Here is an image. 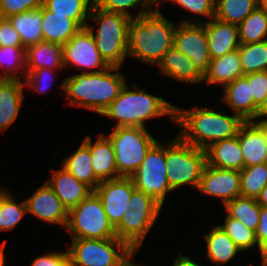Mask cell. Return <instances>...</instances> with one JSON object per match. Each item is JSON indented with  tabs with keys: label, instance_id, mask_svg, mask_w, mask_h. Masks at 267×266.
Returning a JSON list of instances; mask_svg holds the SVG:
<instances>
[{
	"label": "cell",
	"instance_id": "52",
	"mask_svg": "<svg viewBox=\"0 0 267 266\" xmlns=\"http://www.w3.org/2000/svg\"><path fill=\"white\" fill-rule=\"evenodd\" d=\"M138 254V251H134L125 261H123L119 266H139V265H136L133 262H131V259L132 258H135V256Z\"/></svg>",
	"mask_w": 267,
	"mask_h": 266
},
{
	"label": "cell",
	"instance_id": "53",
	"mask_svg": "<svg viewBox=\"0 0 267 266\" xmlns=\"http://www.w3.org/2000/svg\"><path fill=\"white\" fill-rule=\"evenodd\" d=\"M6 242L7 240H4V242H2V244L0 245V266H5L4 250H5Z\"/></svg>",
	"mask_w": 267,
	"mask_h": 266
},
{
	"label": "cell",
	"instance_id": "18",
	"mask_svg": "<svg viewBox=\"0 0 267 266\" xmlns=\"http://www.w3.org/2000/svg\"><path fill=\"white\" fill-rule=\"evenodd\" d=\"M82 142L90 149L92 167L95 176L100 181L113 180L121 177L117 171L112 142L105 134L101 133L94 144L90 135H87Z\"/></svg>",
	"mask_w": 267,
	"mask_h": 266
},
{
	"label": "cell",
	"instance_id": "27",
	"mask_svg": "<svg viewBox=\"0 0 267 266\" xmlns=\"http://www.w3.org/2000/svg\"><path fill=\"white\" fill-rule=\"evenodd\" d=\"M242 76L244 75L237 49L222 57L211 59L203 81H206L208 85L220 84L224 87Z\"/></svg>",
	"mask_w": 267,
	"mask_h": 266
},
{
	"label": "cell",
	"instance_id": "29",
	"mask_svg": "<svg viewBox=\"0 0 267 266\" xmlns=\"http://www.w3.org/2000/svg\"><path fill=\"white\" fill-rule=\"evenodd\" d=\"M21 37L25 48L43 41L42 7L7 18Z\"/></svg>",
	"mask_w": 267,
	"mask_h": 266
},
{
	"label": "cell",
	"instance_id": "4",
	"mask_svg": "<svg viewBox=\"0 0 267 266\" xmlns=\"http://www.w3.org/2000/svg\"><path fill=\"white\" fill-rule=\"evenodd\" d=\"M131 90L126 84L118 97L103 111L106 116L115 121L113 127H146L148 119L168 115L174 122L175 105L162 97L138 89L135 84Z\"/></svg>",
	"mask_w": 267,
	"mask_h": 266
},
{
	"label": "cell",
	"instance_id": "39",
	"mask_svg": "<svg viewBox=\"0 0 267 266\" xmlns=\"http://www.w3.org/2000/svg\"><path fill=\"white\" fill-rule=\"evenodd\" d=\"M267 185V162L244 167L240 171L241 196L257 198Z\"/></svg>",
	"mask_w": 267,
	"mask_h": 266
},
{
	"label": "cell",
	"instance_id": "8",
	"mask_svg": "<svg viewBox=\"0 0 267 266\" xmlns=\"http://www.w3.org/2000/svg\"><path fill=\"white\" fill-rule=\"evenodd\" d=\"M66 232L72 239L116 238L115 229L110 224L98 195L92 191L68 213Z\"/></svg>",
	"mask_w": 267,
	"mask_h": 266
},
{
	"label": "cell",
	"instance_id": "20",
	"mask_svg": "<svg viewBox=\"0 0 267 266\" xmlns=\"http://www.w3.org/2000/svg\"><path fill=\"white\" fill-rule=\"evenodd\" d=\"M51 170L52 177L46 182L68 211L77 206L93 191L84 182L78 181L62 166L58 170Z\"/></svg>",
	"mask_w": 267,
	"mask_h": 266
},
{
	"label": "cell",
	"instance_id": "36",
	"mask_svg": "<svg viewBox=\"0 0 267 266\" xmlns=\"http://www.w3.org/2000/svg\"><path fill=\"white\" fill-rule=\"evenodd\" d=\"M9 192L0 190V231H12L27 213L25 200L17 203Z\"/></svg>",
	"mask_w": 267,
	"mask_h": 266
},
{
	"label": "cell",
	"instance_id": "12",
	"mask_svg": "<svg viewBox=\"0 0 267 266\" xmlns=\"http://www.w3.org/2000/svg\"><path fill=\"white\" fill-rule=\"evenodd\" d=\"M62 51L64 68L71 65L75 69H83V73H98L110 67L99 53L92 33L87 27H82L62 45ZM97 68L100 70H94Z\"/></svg>",
	"mask_w": 267,
	"mask_h": 266
},
{
	"label": "cell",
	"instance_id": "30",
	"mask_svg": "<svg viewBox=\"0 0 267 266\" xmlns=\"http://www.w3.org/2000/svg\"><path fill=\"white\" fill-rule=\"evenodd\" d=\"M61 166L69 171L78 181L88 185L93 191L101 182L95 176L90 149L83 142L76 152L63 160Z\"/></svg>",
	"mask_w": 267,
	"mask_h": 266
},
{
	"label": "cell",
	"instance_id": "32",
	"mask_svg": "<svg viewBox=\"0 0 267 266\" xmlns=\"http://www.w3.org/2000/svg\"><path fill=\"white\" fill-rule=\"evenodd\" d=\"M258 6V0H215L214 18L239 25Z\"/></svg>",
	"mask_w": 267,
	"mask_h": 266
},
{
	"label": "cell",
	"instance_id": "19",
	"mask_svg": "<svg viewBox=\"0 0 267 266\" xmlns=\"http://www.w3.org/2000/svg\"><path fill=\"white\" fill-rule=\"evenodd\" d=\"M203 25L206 27L211 59L222 57L238 49L240 45L238 25L223 22L216 18L205 21Z\"/></svg>",
	"mask_w": 267,
	"mask_h": 266
},
{
	"label": "cell",
	"instance_id": "14",
	"mask_svg": "<svg viewBox=\"0 0 267 266\" xmlns=\"http://www.w3.org/2000/svg\"><path fill=\"white\" fill-rule=\"evenodd\" d=\"M198 191L215 198H221L225 206L229 201L241 196L240 171L206 165Z\"/></svg>",
	"mask_w": 267,
	"mask_h": 266
},
{
	"label": "cell",
	"instance_id": "51",
	"mask_svg": "<svg viewBox=\"0 0 267 266\" xmlns=\"http://www.w3.org/2000/svg\"><path fill=\"white\" fill-rule=\"evenodd\" d=\"M256 199L260 206L267 207V185L261 190L260 195Z\"/></svg>",
	"mask_w": 267,
	"mask_h": 266
},
{
	"label": "cell",
	"instance_id": "6",
	"mask_svg": "<svg viewBox=\"0 0 267 266\" xmlns=\"http://www.w3.org/2000/svg\"><path fill=\"white\" fill-rule=\"evenodd\" d=\"M167 178L172 190L183 185L198 189L207 165L206 152L183 141L178 135L166 142Z\"/></svg>",
	"mask_w": 267,
	"mask_h": 266
},
{
	"label": "cell",
	"instance_id": "5",
	"mask_svg": "<svg viewBox=\"0 0 267 266\" xmlns=\"http://www.w3.org/2000/svg\"><path fill=\"white\" fill-rule=\"evenodd\" d=\"M88 19L98 25L96 33L93 25L87 23L86 27L91 31L102 58L109 66L120 68L128 57V28L132 18L105 11L93 4Z\"/></svg>",
	"mask_w": 267,
	"mask_h": 266
},
{
	"label": "cell",
	"instance_id": "33",
	"mask_svg": "<svg viewBox=\"0 0 267 266\" xmlns=\"http://www.w3.org/2000/svg\"><path fill=\"white\" fill-rule=\"evenodd\" d=\"M239 43L267 40V12L259 6L238 25Z\"/></svg>",
	"mask_w": 267,
	"mask_h": 266
},
{
	"label": "cell",
	"instance_id": "11",
	"mask_svg": "<svg viewBox=\"0 0 267 266\" xmlns=\"http://www.w3.org/2000/svg\"><path fill=\"white\" fill-rule=\"evenodd\" d=\"M194 20L189 22L188 19H182L177 24L173 47L187 55L198 71L204 76L211 60L207 32L206 27L202 24L204 21Z\"/></svg>",
	"mask_w": 267,
	"mask_h": 266
},
{
	"label": "cell",
	"instance_id": "24",
	"mask_svg": "<svg viewBox=\"0 0 267 266\" xmlns=\"http://www.w3.org/2000/svg\"><path fill=\"white\" fill-rule=\"evenodd\" d=\"M221 100L244 121L254 119V100L248 80L242 76L223 87Z\"/></svg>",
	"mask_w": 267,
	"mask_h": 266
},
{
	"label": "cell",
	"instance_id": "40",
	"mask_svg": "<svg viewBox=\"0 0 267 266\" xmlns=\"http://www.w3.org/2000/svg\"><path fill=\"white\" fill-rule=\"evenodd\" d=\"M94 4L105 11L120 13L130 18H138L156 9L150 0H94ZM139 6H141V10L135 14L136 16H132L131 13L128 12V9H137Z\"/></svg>",
	"mask_w": 267,
	"mask_h": 266
},
{
	"label": "cell",
	"instance_id": "21",
	"mask_svg": "<svg viewBox=\"0 0 267 266\" xmlns=\"http://www.w3.org/2000/svg\"><path fill=\"white\" fill-rule=\"evenodd\" d=\"M205 152L209 166L236 171L245 167L237 135L211 144Z\"/></svg>",
	"mask_w": 267,
	"mask_h": 266
},
{
	"label": "cell",
	"instance_id": "54",
	"mask_svg": "<svg viewBox=\"0 0 267 266\" xmlns=\"http://www.w3.org/2000/svg\"><path fill=\"white\" fill-rule=\"evenodd\" d=\"M256 123H258L262 129L264 130V132L266 133V137H267V119H261L260 121H256Z\"/></svg>",
	"mask_w": 267,
	"mask_h": 266
},
{
	"label": "cell",
	"instance_id": "50",
	"mask_svg": "<svg viewBox=\"0 0 267 266\" xmlns=\"http://www.w3.org/2000/svg\"><path fill=\"white\" fill-rule=\"evenodd\" d=\"M259 117H265L267 119V95L265 96L260 106L257 108V111L255 113V119H253L252 122L256 123V118L260 119Z\"/></svg>",
	"mask_w": 267,
	"mask_h": 266
},
{
	"label": "cell",
	"instance_id": "25",
	"mask_svg": "<svg viewBox=\"0 0 267 266\" xmlns=\"http://www.w3.org/2000/svg\"><path fill=\"white\" fill-rule=\"evenodd\" d=\"M26 71L64 68L62 45L41 41L26 48Z\"/></svg>",
	"mask_w": 267,
	"mask_h": 266
},
{
	"label": "cell",
	"instance_id": "26",
	"mask_svg": "<svg viewBox=\"0 0 267 266\" xmlns=\"http://www.w3.org/2000/svg\"><path fill=\"white\" fill-rule=\"evenodd\" d=\"M81 27L68 15H60L42 7L43 41L64 45Z\"/></svg>",
	"mask_w": 267,
	"mask_h": 266
},
{
	"label": "cell",
	"instance_id": "2",
	"mask_svg": "<svg viewBox=\"0 0 267 266\" xmlns=\"http://www.w3.org/2000/svg\"><path fill=\"white\" fill-rule=\"evenodd\" d=\"M118 70L119 67L110 66L98 73L82 72L68 76L60 85L67 95V104L101 115L127 83L122 71Z\"/></svg>",
	"mask_w": 267,
	"mask_h": 266
},
{
	"label": "cell",
	"instance_id": "56",
	"mask_svg": "<svg viewBox=\"0 0 267 266\" xmlns=\"http://www.w3.org/2000/svg\"><path fill=\"white\" fill-rule=\"evenodd\" d=\"M150 1L153 3V5H155L156 8H159L160 7L159 4H161L160 1H167V0H150Z\"/></svg>",
	"mask_w": 267,
	"mask_h": 266
},
{
	"label": "cell",
	"instance_id": "47",
	"mask_svg": "<svg viewBox=\"0 0 267 266\" xmlns=\"http://www.w3.org/2000/svg\"><path fill=\"white\" fill-rule=\"evenodd\" d=\"M31 266H70L68 251L50 252L36 257Z\"/></svg>",
	"mask_w": 267,
	"mask_h": 266
},
{
	"label": "cell",
	"instance_id": "35",
	"mask_svg": "<svg viewBox=\"0 0 267 266\" xmlns=\"http://www.w3.org/2000/svg\"><path fill=\"white\" fill-rule=\"evenodd\" d=\"M243 75L267 71V40L240 44L238 47Z\"/></svg>",
	"mask_w": 267,
	"mask_h": 266
},
{
	"label": "cell",
	"instance_id": "46",
	"mask_svg": "<svg viewBox=\"0 0 267 266\" xmlns=\"http://www.w3.org/2000/svg\"><path fill=\"white\" fill-rule=\"evenodd\" d=\"M0 46L24 47L19 33L7 18L0 17Z\"/></svg>",
	"mask_w": 267,
	"mask_h": 266
},
{
	"label": "cell",
	"instance_id": "57",
	"mask_svg": "<svg viewBox=\"0 0 267 266\" xmlns=\"http://www.w3.org/2000/svg\"><path fill=\"white\" fill-rule=\"evenodd\" d=\"M261 262H262L261 266H267V253L265 254V257Z\"/></svg>",
	"mask_w": 267,
	"mask_h": 266
},
{
	"label": "cell",
	"instance_id": "38",
	"mask_svg": "<svg viewBox=\"0 0 267 266\" xmlns=\"http://www.w3.org/2000/svg\"><path fill=\"white\" fill-rule=\"evenodd\" d=\"M25 47L14 46H0V69L5 74H1L0 79H19L21 74L25 80L26 77V58ZM24 72H23V71ZM21 71L20 76H17V72ZM17 76V77H16Z\"/></svg>",
	"mask_w": 267,
	"mask_h": 266
},
{
	"label": "cell",
	"instance_id": "49",
	"mask_svg": "<svg viewBox=\"0 0 267 266\" xmlns=\"http://www.w3.org/2000/svg\"><path fill=\"white\" fill-rule=\"evenodd\" d=\"M173 266H201L196 263L192 258L178 253V257L173 261Z\"/></svg>",
	"mask_w": 267,
	"mask_h": 266
},
{
	"label": "cell",
	"instance_id": "15",
	"mask_svg": "<svg viewBox=\"0 0 267 266\" xmlns=\"http://www.w3.org/2000/svg\"><path fill=\"white\" fill-rule=\"evenodd\" d=\"M160 212V210H126L119 225L115 228L116 237L133 251L139 252Z\"/></svg>",
	"mask_w": 267,
	"mask_h": 266
},
{
	"label": "cell",
	"instance_id": "9",
	"mask_svg": "<svg viewBox=\"0 0 267 266\" xmlns=\"http://www.w3.org/2000/svg\"><path fill=\"white\" fill-rule=\"evenodd\" d=\"M67 251L70 266H119L134 252L117 237L75 238Z\"/></svg>",
	"mask_w": 267,
	"mask_h": 266
},
{
	"label": "cell",
	"instance_id": "1",
	"mask_svg": "<svg viewBox=\"0 0 267 266\" xmlns=\"http://www.w3.org/2000/svg\"><path fill=\"white\" fill-rule=\"evenodd\" d=\"M174 122L181 128L178 136L183 141L205 150L217 141L236 136L245 121L236 114L225 115L205 107L187 110L175 106Z\"/></svg>",
	"mask_w": 267,
	"mask_h": 266
},
{
	"label": "cell",
	"instance_id": "41",
	"mask_svg": "<svg viewBox=\"0 0 267 266\" xmlns=\"http://www.w3.org/2000/svg\"><path fill=\"white\" fill-rule=\"evenodd\" d=\"M43 5L44 0H0V17L8 18L15 14L39 9Z\"/></svg>",
	"mask_w": 267,
	"mask_h": 266
},
{
	"label": "cell",
	"instance_id": "42",
	"mask_svg": "<svg viewBox=\"0 0 267 266\" xmlns=\"http://www.w3.org/2000/svg\"><path fill=\"white\" fill-rule=\"evenodd\" d=\"M250 85L251 95L254 100V119L257 108L267 95V71H260L244 75Z\"/></svg>",
	"mask_w": 267,
	"mask_h": 266
},
{
	"label": "cell",
	"instance_id": "13",
	"mask_svg": "<svg viewBox=\"0 0 267 266\" xmlns=\"http://www.w3.org/2000/svg\"><path fill=\"white\" fill-rule=\"evenodd\" d=\"M135 185L130 177H120L101 181L94 192L104 207L110 224L114 229L119 225L124 213L128 210L129 200Z\"/></svg>",
	"mask_w": 267,
	"mask_h": 266
},
{
	"label": "cell",
	"instance_id": "7",
	"mask_svg": "<svg viewBox=\"0 0 267 266\" xmlns=\"http://www.w3.org/2000/svg\"><path fill=\"white\" fill-rule=\"evenodd\" d=\"M107 137L112 142L117 171L121 177H130L158 141L146 127H114Z\"/></svg>",
	"mask_w": 267,
	"mask_h": 266
},
{
	"label": "cell",
	"instance_id": "17",
	"mask_svg": "<svg viewBox=\"0 0 267 266\" xmlns=\"http://www.w3.org/2000/svg\"><path fill=\"white\" fill-rule=\"evenodd\" d=\"M237 136L245 167L267 162V137L258 123L245 121L240 126Z\"/></svg>",
	"mask_w": 267,
	"mask_h": 266
},
{
	"label": "cell",
	"instance_id": "34",
	"mask_svg": "<svg viewBox=\"0 0 267 266\" xmlns=\"http://www.w3.org/2000/svg\"><path fill=\"white\" fill-rule=\"evenodd\" d=\"M94 0H44V7L60 15H68L81 28L86 27Z\"/></svg>",
	"mask_w": 267,
	"mask_h": 266
},
{
	"label": "cell",
	"instance_id": "3",
	"mask_svg": "<svg viewBox=\"0 0 267 266\" xmlns=\"http://www.w3.org/2000/svg\"><path fill=\"white\" fill-rule=\"evenodd\" d=\"M176 24L156 8L153 12L132 18L128 28V58L158 65L173 47Z\"/></svg>",
	"mask_w": 267,
	"mask_h": 266
},
{
	"label": "cell",
	"instance_id": "23",
	"mask_svg": "<svg viewBox=\"0 0 267 266\" xmlns=\"http://www.w3.org/2000/svg\"><path fill=\"white\" fill-rule=\"evenodd\" d=\"M24 87L21 79H0V132L17 119L25 96Z\"/></svg>",
	"mask_w": 267,
	"mask_h": 266
},
{
	"label": "cell",
	"instance_id": "31",
	"mask_svg": "<svg viewBox=\"0 0 267 266\" xmlns=\"http://www.w3.org/2000/svg\"><path fill=\"white\" fill-rule=\"evenodd\" d=\"M225 211L230 217L239 220L246 228L253 231L259 224L261 206L255 198L236 197L225 205Z\"/></svg>",
	"mask_w": 267,
	"mask_h": 266
},
{
	"label": "cell",
	"instance_id": "44",
	"mask_svg": "<svg viewBox=\"0 0 267 266\" xmlns=\"http://www.w3.org/2000/svg\"><path fill=\"white\" fill-rule=\"evenodd\" d=\"M172 1L185 10L208 17V20L214 18L215 0H168Z\"/></svg>",
	"mask_w": 267,
	"mask_h": 266
},
{
	"label": "cell",
	"instance_id": "28",
	"mask_svg": "<svg viewBox=\"0 0 267 266\" xmlns=\"http://www.w3.org/2000/svg\"><path fill=\"white\" fill-rule=\"evenodd\" d=\"M204 239L207 258L213 264L223 265L241 253L233 240L218 225L211 227L209 233L204 234Z\"/></svg>",
	"mask_w": 267,
	"mask_h": 266
},
{
	"label": "cell",
	"instance_id": "48",
	"mask_svg": "<svg viewBox=\"0 0 267 266\" xmlns=\"http://www.w3.org/2000/svg\"><path fill=\"white\" fill-rule=\"evenodd\" d=\"M259 247L267 253V207L261 206L259 224L255 230Z\"/></svg>",
	"mask_w": 267,
	"mask_h": 266
},
{
	"label": "cell",
	"instance_id": "22",
	"mask_svg": "<svg viewBox=\"0 0 267 266\" xmlns=\"http://www.w3.org/2000/svg\"><path fill=\"white\" fill-rule=\"evenodd\" d=\"M160 73L169 76L178 82L200 83L203 75L192 63V60L179 50L171 47L157 65Z\"/></svg>",
	"mask_w": 267,
	"mask_h": 266
},
{
	"label": "cell",
	"instance_id": "37",
	"mask_svg": "<svg viewBox=\"0 0 267 266\" xmlns=\"http://www.w3.org/2000/svg\"><path fill=\"white\" fill-rule=\"evenodd\" d=\"M236 244L241 252L257 247L261 254V260L265 257V252L259 247L255 231L246 228L239 220L230 217L228 214L225 217L224 224L218 225Z\"/></svg>",
	"mask_w": 267,
	"mask_h": 266
},
{
	"label": "cell",
	"instance_id": "10",
	"mask_svg": "<svg viewBox=\"0 0 267 266\" xmlns=\"http://www.w3.org/2000/svg\"><path fill=\"white\" fill-rule=\"evenodd\" d=\"M159 140L147 152L139 168L130 176L135 188L164 205L166 195L173 191L167 178L166 144Z\"/></svg>",
	"mask_w": 267,
	"mask_h": 266
},
{
	"label": "cell",
	"instance_id": "55",
	"mask_svg": "<svg viewBox=\"0 0 267 266\" xmlns=\"http://www.w3.org/2000/svg\"><path fill=\"white\" fill-rule=\"evenodd\" d=\"M259 7L267 12V0H258Z\"/></svg>",
	"mask_w": 267,
	"mask_h": 266
},
{
	"label": "cell",
	"instance_id": "16",
	"mask_svg": "<svg viewBox=\"0 0 267 266\" xmlns=\"http://www.w3.org/2000/svg\"><path fill=\"white\" fill-rule=\"evenodd\" d=\"M25 202L27 213L47 223L58 224L66 228L69 211L47 182L36 189Z\"/></svg>",
	"mask_w": 267,
	"mask_h": 266
},
{
	"label": "cell",
	"instance_id": "45",
	"mask_svg": "<svg viewBox=\"0 0 267 266\" xmlns=\"http://www.w3.org/2000/svg\"><path fill=\"white\" fill-rule=\"evenodd\" d=\"M128 203L129 210H161L163 207L150 195L145 194L136 188L132 191V195Z\"/></svg>",
	"mask_w": 267,
	"mask_h": 266
},
{
	"label": "cell",
	"instance_id": "43",
	"mask_svg": "<svg viewBox=\"0 0 267 266\" xmlns=\"http://www.w3.org/2000/svg\"><path fill=\"white\" fill-rule=\"evenodd\" d=\"M54 72L55 70L53 71V69L48 68H40L33 71H26V77L24 81L25 87L33 89V91L36 90L38 93L48 91L50 85L49 81L53 79L52 73Z\"/></svg>",
	"mask_w": 267,
	"mask_h": 266
}]
</instances>
